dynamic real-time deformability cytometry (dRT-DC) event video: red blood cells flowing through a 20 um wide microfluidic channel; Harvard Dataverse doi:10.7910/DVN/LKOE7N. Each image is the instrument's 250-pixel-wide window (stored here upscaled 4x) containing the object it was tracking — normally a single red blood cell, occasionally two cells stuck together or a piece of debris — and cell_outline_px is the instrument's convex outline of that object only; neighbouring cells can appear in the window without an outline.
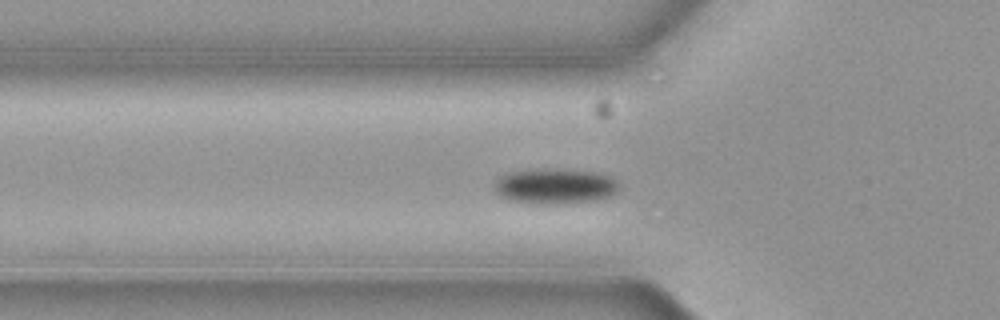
{"species": "common noctule bat (a hibernating species)", "species_latin": "Nyctalus noctula", "temperature_condition": "cold", "stored_images_in_passage": 41, "camera_frame_rate_fps": 3000, "um_per_image_px": 0.085, "animal": {"sex": "female", "body_mass_g": 19.3, "forearm_length_mm": 54.1}, "frame": {"image": 1, "passage_image": 19, "time_ms": 6.0, "image_size_px": [1000, 320], "cell_outline_px": [[620, 192], [612, 196], [600, 200], [560, 204], [540, 204], [508, 200], [500, 196], [492, 188], [496, 180], [500, 176], [508, 172], [592, 172], [612, 176], [620, 184]], "centroid_in_image_um": [47.24, 15.9], "position_along_channel_um": 78.6, "area_um2": 25.03}}
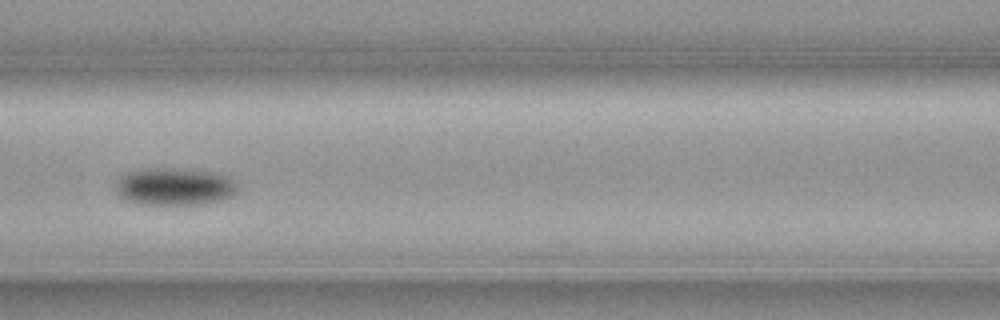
{"frame": {"image": 2, "passage_image": 25, "time_ms": 8.0, "image_size_px": [1000, 320], "cell_outline_px": [[240, 188], [232, 196], [224, 200], [204, 204], [140, 204], [128, 200], [120, 196], [116, 192], [116, 184], [120, 176], [128, 172], [148, 168], [176, 168], [216, 172], [228, 176]], "centroid_in_image_um": [14.88, 15.86], "position_along_channel_um": 151.7, "area_um2": 26.82}}
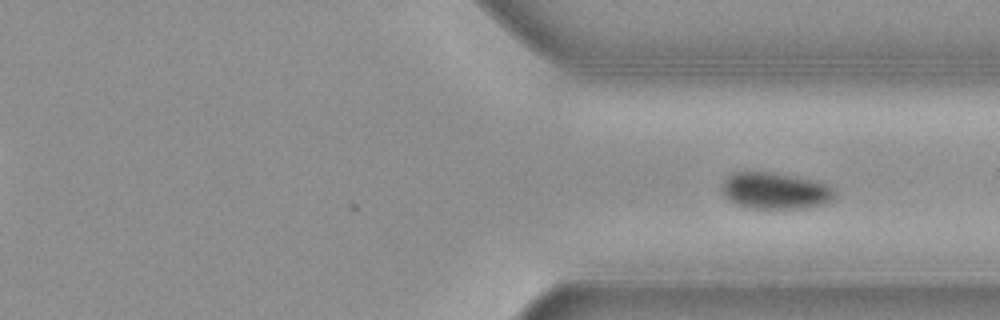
{"frame": {"image": 3, "passage_image": 41, "time_ms": 13.333, "image_size_px": [1000, 320], "cell_outline_px": [[836, 196], [832, 200], [824, 204], [808, 208], [744, 208], [728, 200], [720, 192], [720, 184], [732, 172], [768, 172], [812, 180], [828, 184], [832, 188]], "centroid_in_image_um": [65.84, 16.23], "position_along_channel_um": 345.6, "area_um2": 24.22}}